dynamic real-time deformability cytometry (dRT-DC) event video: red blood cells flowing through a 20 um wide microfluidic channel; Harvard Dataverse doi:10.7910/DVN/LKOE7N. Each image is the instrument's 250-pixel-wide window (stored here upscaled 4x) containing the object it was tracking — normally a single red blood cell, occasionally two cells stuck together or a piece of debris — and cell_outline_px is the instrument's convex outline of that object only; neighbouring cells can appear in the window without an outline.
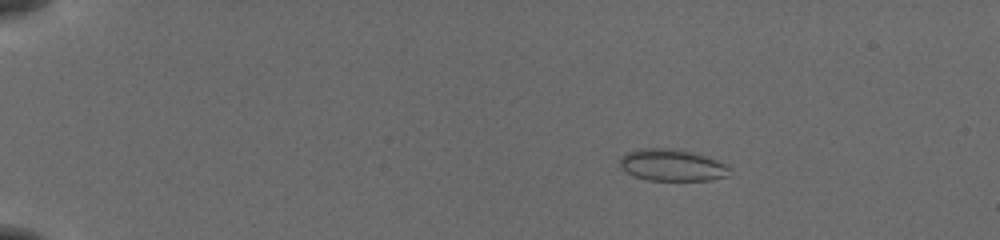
{"species": "common noctule bat (a hibernating species)", "species_latin": "Nyctalus noctula", "temperature_condition": "cold", "stored_images_in_passage": 14, "camera_frame_rate_fps": 3000, "um_per_image_px": 0.085, "animal": {"sex": "female", "body_mass_g": 19.5, "forearm_length_mm": 54.1}, "frame": {"image": 1, "passage_image": 1, "time_ms": 0.0, "image_size_px": [1000, 240], "cell_outline_px": [[728, 176], [712, 180], [648, 180], [636, 176], [628, 172], [620, 164], [620, 156], [628, 152], [644, 148], [664, 148], [692, 152], [716, 160], [724, 164], [728, 168]], "centroid_in_image_um": [57.11, 14.04], "position_along_channel_um": 27.9, "area_um2": 19.83}}
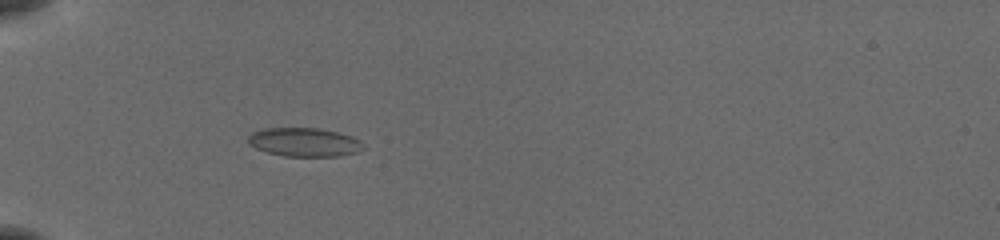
{"frame": {"image": 2, "passage_image": 10, "time_ms": 3.0, "image_size_px": [1000, 240], "cell_outline_px": [[364, 148], [356, 152], [340, 156], [284, 156], [268, 152], [256, 148], [248, 144], [248, 136], [252, 132], [264, 128], [320, 128], [352, 136], [360, 140], [364, 144]], "centroid_in_image_um": [25.86, 12.08], "position_along_channel_um": 59.1, "area_um2": 19.31}}
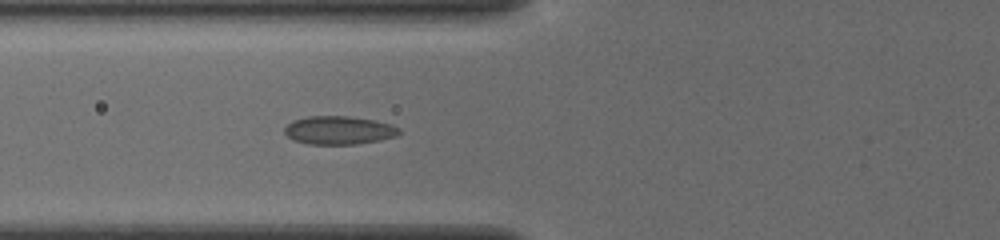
{"frame": {"image": 3, "passage_image": 14, "time_ms": 4.333, "image_size_px": [1000, 240], "cell_outline_px": [[400, 132], [396, 136], [380, 140], [356, 144], [308, 144], [292, 140], [284, 132], [284, 128], [292, 120], [308, 116], [352, 116], [392, 124], [400, 128]], "centroid_in_image_um": [28.79, 11.07], "position_along_channel_um": 97.0, "area_um2": 19.02}}